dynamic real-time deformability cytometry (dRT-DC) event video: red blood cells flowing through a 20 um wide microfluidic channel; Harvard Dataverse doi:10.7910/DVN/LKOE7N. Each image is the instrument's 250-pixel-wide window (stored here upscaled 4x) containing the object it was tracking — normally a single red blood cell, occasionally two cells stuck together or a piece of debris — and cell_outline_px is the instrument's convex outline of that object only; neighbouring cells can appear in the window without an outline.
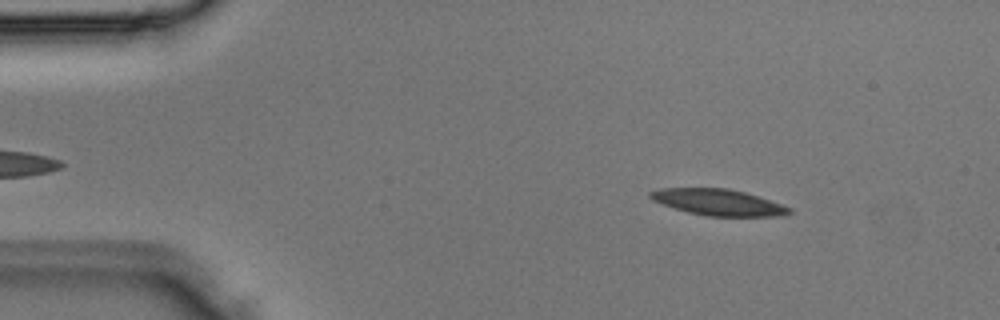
{"species": "Egyptian fruit bat (a non-hibernating species)", "species_latin": "Rousettus aegyptiacus", "temperature_condition": "room temperature", "stored_images_in_passage": 3, "camera_frame_rate_fps": 3000, "um_per_image_px": 0.085, "animal": {"sex": "male"}, "frame": {"image": 1, "passage_image": 1, "time_ms": 0.0, "image_size_px": [1000, 320], "cell_outline_px": [[792, 212], [784, 216], [708, 216], [688, 212], [652, 200], [648, 196], [648, 192], [660, 188], [728, 188], [744, 192], [792, 208]], "centroid_in_image_um": [61.04, 17.19], "position_along_channel_um": 24.0, "area_um2": 21.04}}